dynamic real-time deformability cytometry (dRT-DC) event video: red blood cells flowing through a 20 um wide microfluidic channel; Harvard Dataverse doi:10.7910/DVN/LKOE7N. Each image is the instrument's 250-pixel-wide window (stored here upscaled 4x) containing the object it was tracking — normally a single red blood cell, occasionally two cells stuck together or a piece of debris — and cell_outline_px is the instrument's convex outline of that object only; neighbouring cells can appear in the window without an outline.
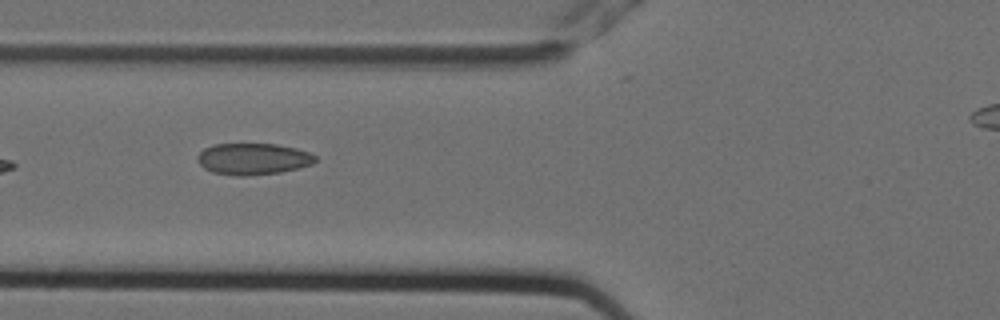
{"species": "Egyptian fruit bat (a non-hibernating species)", "species_latin": "Rousettus aegyptiacus", "temperature_condition": "cold", "stored_images_in_passage": 8, "camera_frame_rate_fps": 3000, "um_per_image_px": 0.085, "animal": {"sex": "female"}, "frame": {"image": 1, "passage_image": 5, "time_ms": 1.333, "image_size_px": [1000, 320], "cell_outline_px": [[316, 160], [312, 164], [300, 168], [280, 172], [244, 176], [236, 176], [212, 172], [204, 168], [196, 160], [196, 156], [204, 148], [216, 144], [276, 144], [296, 148], [308, 152], [316, 156]], "centroid_in_image_um": [21.5, 13.51], "position_along_channel_um": 104.3, "area_um2": 21.68}}
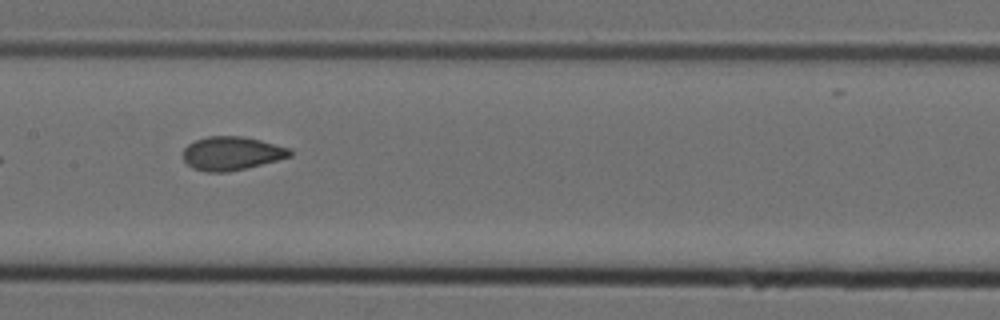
{"frame": {"image": 2, "passage_image": 7, "time_ms": 2.0, "image_size_px": [1000, 320], "cell_outline_px": [[292, 156], [228, 172], [204, 172], [192, 168], [184, 160], [184, 148], [188, 144], [196, 140], [208, 136], [240, 136], [260, 140], [288, 148], [292, 152]], "centroid_in_image_um": [19.65, 13.04], "position_along_channel_um": 187.7, "area_um2": 20.63}}
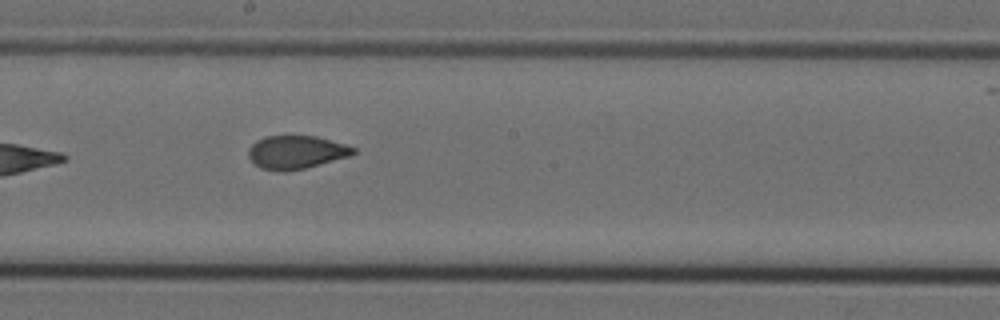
{"frame": {"image": 3, "passage_image": 8, "time_ms": 2.333, "image_size_px": [1000, 320], "cell_outline_px": [[356, 152], [352, 156], [304, 168], [284, 172], [260, 168], [248, 156], [248, 148], [256, 140], [264, 136], [316, 136], [344, 144], [356, 148]], "centroid_in_image_um": [25.18, 12.93], "position_along_channel_um": 223.0, "area_um2": 20.35}}